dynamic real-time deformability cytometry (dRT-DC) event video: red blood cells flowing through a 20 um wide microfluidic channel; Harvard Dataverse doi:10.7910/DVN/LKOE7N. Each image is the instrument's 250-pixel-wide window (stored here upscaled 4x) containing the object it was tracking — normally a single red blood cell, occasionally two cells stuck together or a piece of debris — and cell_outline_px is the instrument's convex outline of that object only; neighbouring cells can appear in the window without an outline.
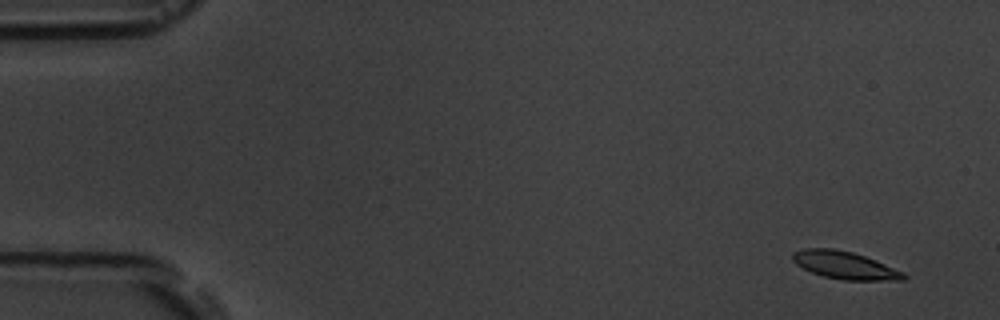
{"species": "common noctule bat (a hibernating species)", "species_latin": "Nyctalus noctula", "temperature_condition": "room temperature", "stored_images_in_passage": 6, "camera_frame_rate_fps": 3000, "um_per_image_px": 0.085, "animal": {"sex": "male", "body_mass_g": 19.5, "forearm_length_mm": 54.6}, "frame": {"image": 1, "passage_image": 1, "time_ms": 0.0, "image_size_px": [1000, 320], "cell_outline_px": [[908, 276], [904, 280], [844, 280], [824, 276], [812, 272], [796, 264], [792, 260], [792, 252], [804, 248], [832, 248], [852, 252], [864, 256], [904, 272]], "centroid_in_image_um": [71.79, 22.54], "position_along_channel_um": 13.2, "area_um2": 17.69}}